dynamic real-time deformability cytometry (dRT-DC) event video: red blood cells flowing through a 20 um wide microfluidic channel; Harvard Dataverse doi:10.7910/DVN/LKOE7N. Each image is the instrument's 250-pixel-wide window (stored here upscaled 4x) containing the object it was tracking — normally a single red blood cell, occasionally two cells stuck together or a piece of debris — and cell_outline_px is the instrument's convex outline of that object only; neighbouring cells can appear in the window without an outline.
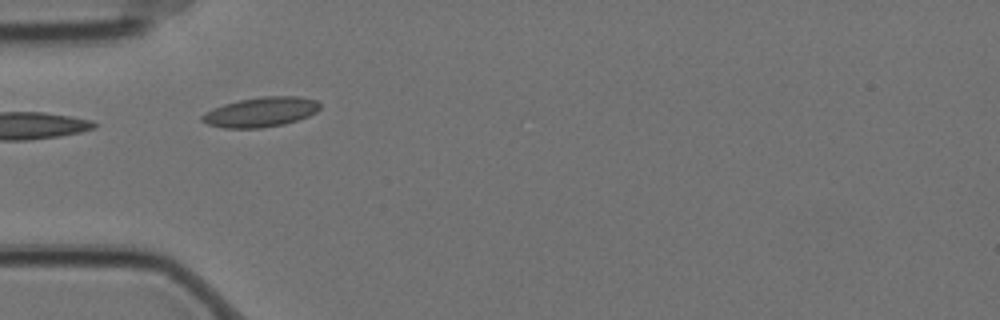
{"species": "Egyptian fruit bat (a non-hibernating species)", "species_latin": "Rousettus aegyptiacus", "temperature_condition": "cold", "stored_images_in_passage": 6, "camera_frame_rate_fps": 3000, "um_per_image_px": 0.085, "animal": {"sex": "female"}, "frame": {"image": 1, "passage_image": 4, "time_ms": 1.0, "image_size_px": [1000, 320], "cell_outline_px": [[320, 108], [316, 112], [308, 116], [284, 124], [260, 128], [224, 128], [208, 124], [200, 120], [200, 116], [204, 112], [212, 108], [224, 104], [240, 100], [264, 96], [300, 96], [316, 100], [320, 104]], "centroid_in_image_um": [22.15, 9.52], "position_along_channel_um": 62.9, "area_um2": 20.46}}